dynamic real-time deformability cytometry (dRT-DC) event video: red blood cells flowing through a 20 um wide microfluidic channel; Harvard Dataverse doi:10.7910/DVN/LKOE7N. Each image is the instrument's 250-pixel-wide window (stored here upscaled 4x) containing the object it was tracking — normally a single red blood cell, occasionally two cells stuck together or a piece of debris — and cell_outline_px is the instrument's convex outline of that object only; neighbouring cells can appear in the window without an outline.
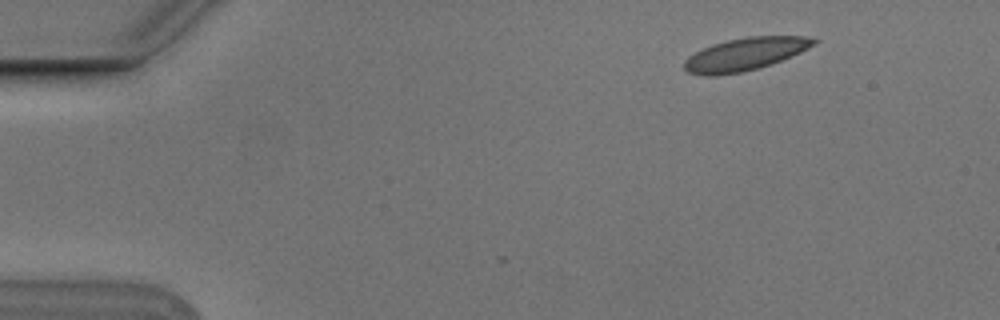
{"species": "Egyptian fruit bat (a non-hibernating species)", "species_latin": "Rousettus aegyptiacus", "temperature_condition": "cold", "stored_images_in_passage": 5, "camera_frame_rate_fps": 3000, "um_per_image_px": 0.085, "animal": {"sex": "male"}, "frame": {"image": 1, "passage_image": 1, "time_ms": 0.0, "image_size_px": [1000, 320], "cell_outline_px": [[820, 40], [816, 44], [792, 56], [772, 64], [760, 68], [740, 72], [716, 76], [704, 76], [688, 72], [684, 68], [684, 60], [688, 56], [712, 44], [728, 40], [748, 36], [804, 36]], "centroid_in_image_um": [63.34, 4.61], "position_along_channel_um": 21.7, "area_um2": 24.74}}
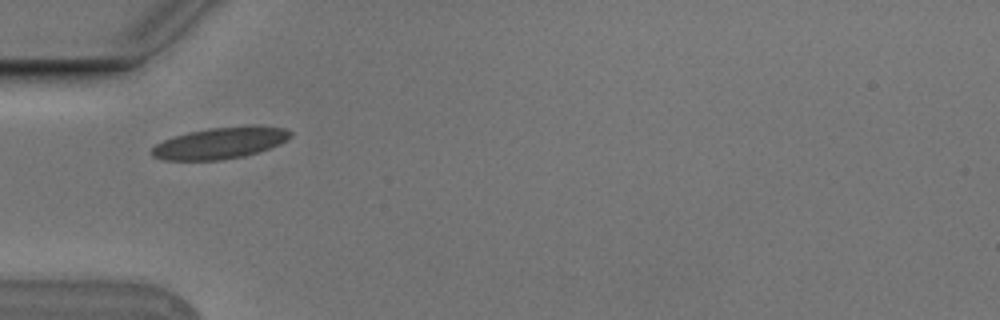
{"frame": {"image": 2, "passage_image": 4, "time_ms": 1.0, "image_size_px": [1000, 320], "cell_outline_px": [[292, 136], [288, 140], [280, 144], [244, 156], [220, 160], [164, 160], [152, 156], [148, 152], [156, 144], [164, 140], [188, 132], [208, 128], [252, 124], [284, 128], [292, 132]], "centroid_in_image_um": [18.73, 12.14], "position_along_channel_um": 66.3, "area_um2": 25.66}}